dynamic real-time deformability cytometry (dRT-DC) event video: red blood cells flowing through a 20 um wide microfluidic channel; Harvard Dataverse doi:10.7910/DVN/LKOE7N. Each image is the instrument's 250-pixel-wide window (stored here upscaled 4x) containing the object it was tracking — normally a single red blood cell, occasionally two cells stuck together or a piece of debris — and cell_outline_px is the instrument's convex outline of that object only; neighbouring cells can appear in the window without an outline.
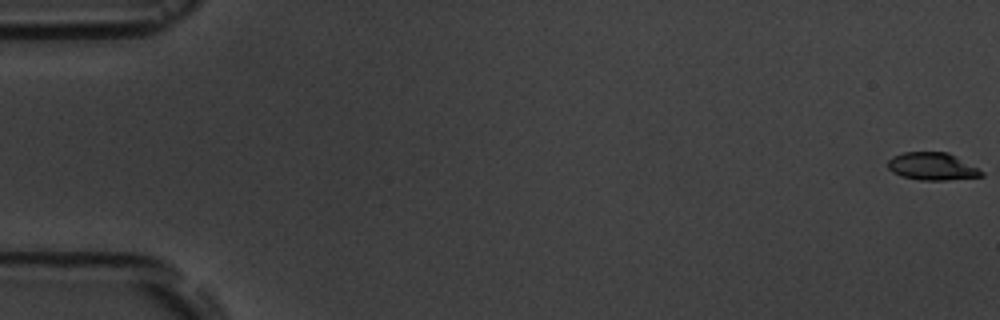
{"species": "common noctule bat (a hibernating species)", "species_latin": "Nyctalus noctula", "temperature_condition": "room temperature", "stored_images_in_passage": 3, "camera_frame_rate_fps": 3000, "um_per_image_px": 0.085, "animal": {"sex": "male", "body_mass_g": 19.5, "forearm_length_mm": 54.6}, "frame": {"image": 1, "passage_image": 1, "time_ms": 0.0, "image_size_px": [1000, 320], "cell_outline_px": [[984, 176], [948, 180], [920, 180], [900, 176], [892, 172], [888, 168], [888, 160], [892, 156], [904, 152], [948, 152], [956, 156], [984, 172]], "centroid_in_image_um": [79.22, 14.14], "position_along_channel_um": 5.8, "area_um2": 15.09}}